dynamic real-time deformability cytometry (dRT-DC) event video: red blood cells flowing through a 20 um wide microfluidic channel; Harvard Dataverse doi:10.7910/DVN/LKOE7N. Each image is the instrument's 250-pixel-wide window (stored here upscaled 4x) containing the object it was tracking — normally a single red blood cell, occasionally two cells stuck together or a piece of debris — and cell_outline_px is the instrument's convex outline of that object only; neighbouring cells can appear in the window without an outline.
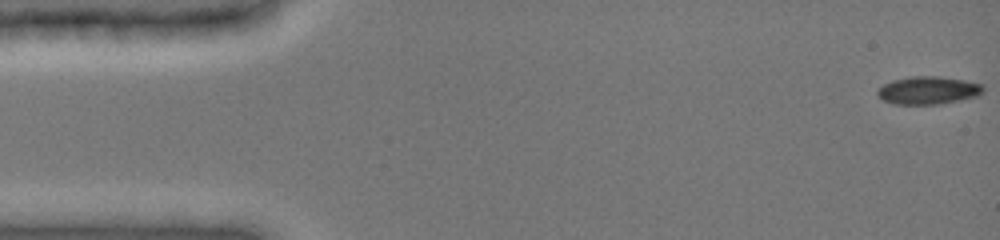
{"species": "common noctule bat (a hibernating species)", "species_latin": "Nyctalus noctula", "temperature_condition": "cold", "stored_images_in_passage": 49, "camera_frame_rate_fps": 3000, "um_per_image_px": 0.085, "animal": {"sex": "female", "body_mass_g": 19.0, "forearm_length_mm": 51.5}, "frame": {"image": 1, "passage_image": 1, "time_ms": 0.0, "image_size_px": [1000, 240], "cell_outline_px": [[984, 92], [980, 96], [940, 104], [892, 104], [884, 100], [876, 92], [884, 84], [892, 80], [912, 76], [936, 76], [964, 80], [984, 84]], "centroid_in_image_um": [78.95, 7.68], "position_along_channel_um": 6.0, "area_um2": 17.22}}
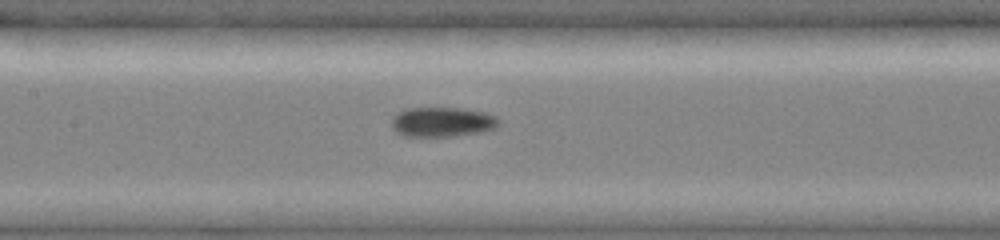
{"frame": {"image": 2, "passage_image": 23, "time_ms": 7.333, "image_size_px": [1000, 240], "cell_outline_px": [[500, 124], [496, 128], [480, 132], [448, 136], [404, 136], [396, 132], [392, 128], [392, 116], [396, 112], [404, 108], [460, 108], [484, 112], [496, 116], [500, 120]], "centroid_in_image_um": [37.57, 10.35], "position_along_channel_um": 169.8, "area_um2": 18.67}}
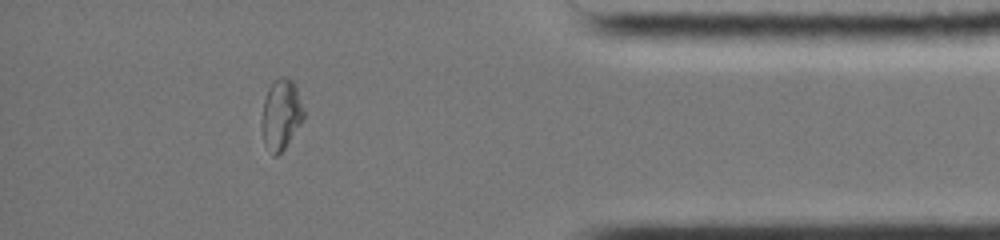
{"frame": {"image": 3, "passage_image": 43, "time_ms": 14.0, "image_size_px": [1000, 240], "cell_outline_px": [[304, 116], [300, 124], [284, 148], [276, 156], [272, 156], [264, 144], [260, 124], [264, 100], [268, 88], [280, 76], [284, 76], [292, 80], [296, 88], [304, 112]], "centroid_in_image_um": [23.85, 9.75], "position_along_channel_um": 411.4, "area_um2": 17.05}, "authors_computed_cell_mechanics": {"area_um2": 17.4556, "velocity_mm_per_s": 3.9567, "shape_relaxation_time_tau1_ms": null, "shape_relaxation_time_tau2_ms": 3.3723, "deformation_change_tau1": null, "deformation_change_tau2": 0.0826}}